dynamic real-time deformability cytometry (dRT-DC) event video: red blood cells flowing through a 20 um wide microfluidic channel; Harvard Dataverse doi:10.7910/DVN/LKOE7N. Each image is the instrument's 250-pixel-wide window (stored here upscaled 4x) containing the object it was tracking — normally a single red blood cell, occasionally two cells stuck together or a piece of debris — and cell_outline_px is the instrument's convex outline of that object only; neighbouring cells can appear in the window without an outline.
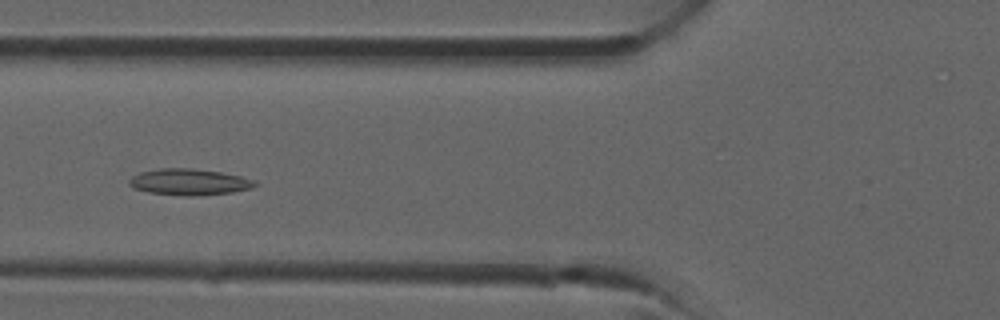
{"species": "common noctule bat (a hibernating species)", "species_latin": "Nyctalus noctula", "temperature_condition": "room temperature", "stored_images_in_passage": 25, "camera_frame_rate_fps": 3000, "um_per_image_px": 0.085, "animal": {"sex": "male", "forearm_length_mm": 52.5}, "frame": {"image": 1, "passage_image": 3, "time_ms": 0.667, "image_size_px": [1000, 320], "cell_outline_px": [[260, 184], [252, 188], [232, 192], [192, 196], [188, 196], [148, 192], [132, 188], [128, 184], [128, 180], [132, 176], [140, 172], [160, 168], [192, 168], [220, 172], [240, 176], [256, 180]], "centroid_in_image_um": [16.08, 15.46], "position_along_channel_um": 109.7, "area_um2": 19.36}}
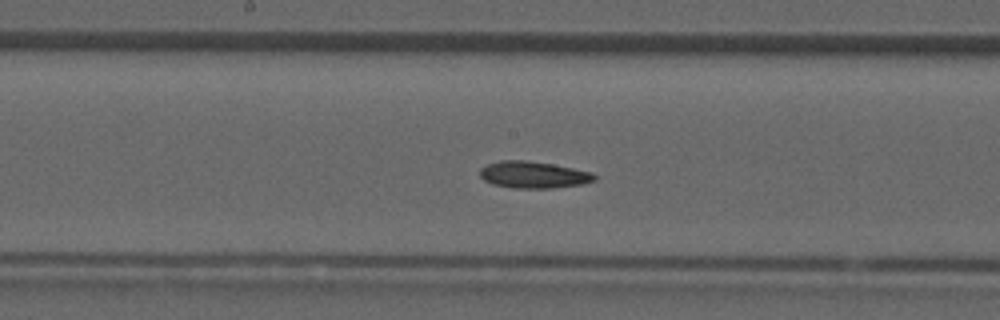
{"frame": {"image": 2, "passage_image": 8, "time_ms": 2.333, "image_size_px": [1000, 320], "cell_outline_px": [[596, 180], [584, 184], [552, 188], [512, 188], [492, 184], [484, 180], [480, 176], [480, 168], [488, 164], [500, 160], [524, 160], [552, 164], [592, 172], [596, 176]], "centroid_in_image_um": [45.34, 14.86], "position_along_channel_um": 202.9, "area_um2": 17.92}}
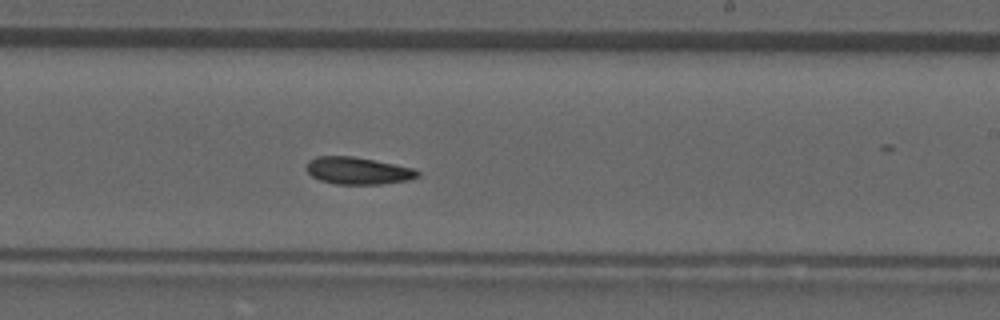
{"frame": {"image": 3, "passage_image": 11, "time_ms": 3.333, "image_size_px": [1000, 320], "cell_outline_px": [[420, 176], [408, 180], [384, 184], [336, 184], [320, 180], [312, 176], [304, 168], [308, 160], [316, 156], [352, 156], [416, 168], [420, 172]], "centroid_in_image_um": [30.42, 14.51], "position_along_channel_um": 258.6, "area_um2": 17.8}}